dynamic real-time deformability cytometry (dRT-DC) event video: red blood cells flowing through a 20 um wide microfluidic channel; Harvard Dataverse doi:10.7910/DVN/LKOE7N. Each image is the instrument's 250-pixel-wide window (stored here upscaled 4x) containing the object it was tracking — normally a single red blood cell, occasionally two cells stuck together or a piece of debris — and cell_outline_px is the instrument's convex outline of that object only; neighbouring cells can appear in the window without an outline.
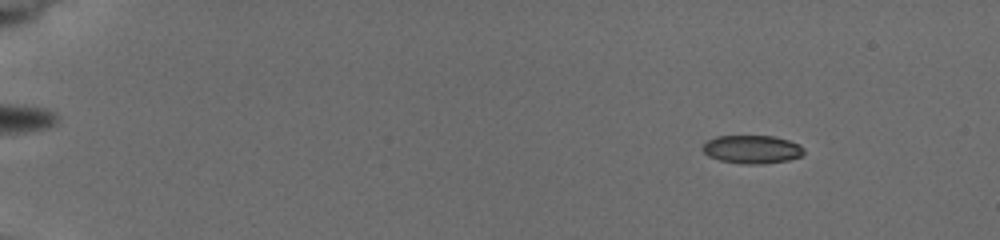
{"species": "common noctule bat (a hibernating species)", "species_latin": "Nyctalus noctula", "temperature_condition": "cold", "stored_images_in_passage": 13, "camera_frame_rate_fps": 3000, "um_per_image_px": 0.085, "animal": {"sex": "female", "body_mass_g": 19.5, "forearm_length_mm": 54.1}, "frame": {"image": 1, "passage_image": 5, "time_ms": 2.0, "image_size_px": [1000, 240], "cell_outline_px": [[804, 152], [800, 156], [788, 160], [764, 164], [740, 164], [720, 160], [708, 156], [700, 148], [708, 140], [716, 136], [776, 136], [800, 144], [804, 148]], "centroid_in_image_um": [63.92, 12.69], "position_along_channel_um": 21.1, "area_um2": 16.82}}
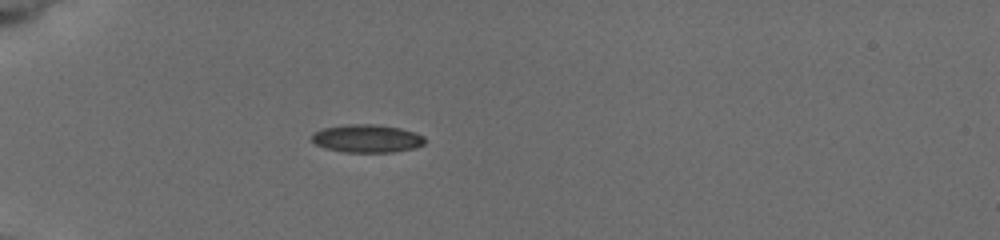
{"frame": {"image": 2, "passage_image": 11, "time_ms": 5.667, "image_size_px": [1000, 240], "cell_outline_px": [[424, 144], [412, 148], [392, 152], [344, 152], [324, 148], [316, 144], [312, 140], [312, 132], [324, 128], [344, 124], [376, 124], [400, 128], [416, 132], [424, 136]], "centroid_in_image_um": [31.17, 11.76], "position_along_channel_um": 53.8, "area_um2": 18.5}}
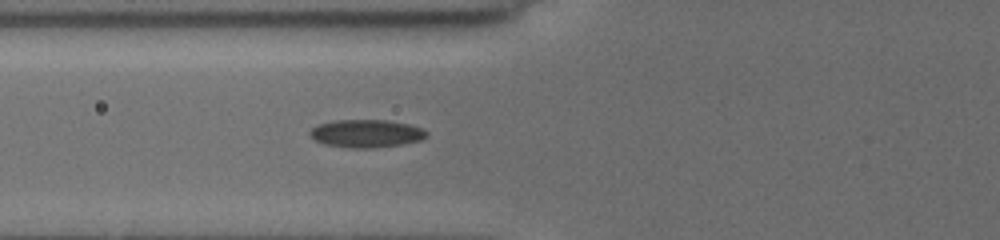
{"frame": {"image": 3, "passage_image": 13, "time_ms": 7.333, "image_size_px": [1000, 240], "cell_outline_px": [[428, 136], [424, 140], [404, 144], [372, 148], [348, 148], [324, 144], [312, 140], [308, 136], [308, 132], [312, 128], [320, 124], [336, 120], [388, 120], [408, 124], [424, 128], [428, 132]], "centroid_in_image_um": [31.15, 11.36], "position_along_channel_um": 94.6, "area_um2": 19.36}}